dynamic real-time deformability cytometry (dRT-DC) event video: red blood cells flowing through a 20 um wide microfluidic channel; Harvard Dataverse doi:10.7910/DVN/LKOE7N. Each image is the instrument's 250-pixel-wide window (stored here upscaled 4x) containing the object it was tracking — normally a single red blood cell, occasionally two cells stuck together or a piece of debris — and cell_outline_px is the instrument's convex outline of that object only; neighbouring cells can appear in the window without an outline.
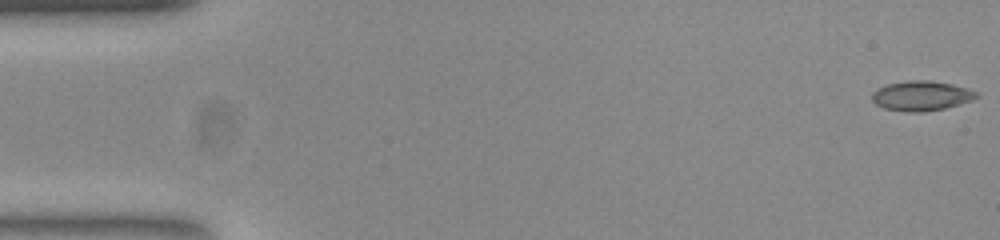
{"species": "common noctule bat (a hibernating species)", "species_latin": "Nyctalus noctula", "temperature_condition": "room temperature", "stored_images_in_passage": 17, "camera_frame_rate_fps": 3000, "um_per_image_px": 0.085, "animal": {"sex": "female", "body_mass_g": 23.0, "forearm_length_mm": 53.4}, "frame": {"image": 1, "passage_image": 1, "time_ms": 0.0, "image_size_px": [1000, 240], "cell_outline_px": [[980, 96], [972, 100], [944, 108], [924, 112], [908, 112], [884, 108], [876, 104], [872, 100], [872, 92], [876, 88], [888, 84], [908, 80], [928, 80], [952, 84], [976, 92]], "centroid_in_image_um": [78.28, 8.14], "position_along_channel_um": 6.7, "area_um2": 18.03}}
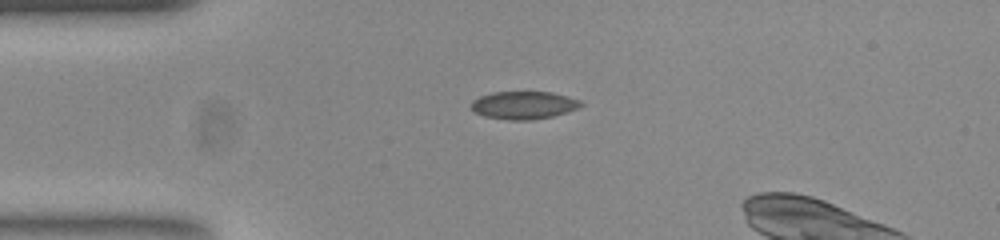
{"frame": {"image": 2, "passage_image": 13, "time_ms": 4.0, "image_size_px": [1000, 240], "cell_outline_px": [[584, 104], [580, 108], [552, 116], [532, 120], [508, 120], [484, 116], [476, 112], [472, 108], [472, 100], [480, 96], [492, 92], [552, 92], [580, 100]], "centroid_in_image_um": [44.54, 8.94], "position_along_channel_um": 40.5, "area_um2": 17.74}}